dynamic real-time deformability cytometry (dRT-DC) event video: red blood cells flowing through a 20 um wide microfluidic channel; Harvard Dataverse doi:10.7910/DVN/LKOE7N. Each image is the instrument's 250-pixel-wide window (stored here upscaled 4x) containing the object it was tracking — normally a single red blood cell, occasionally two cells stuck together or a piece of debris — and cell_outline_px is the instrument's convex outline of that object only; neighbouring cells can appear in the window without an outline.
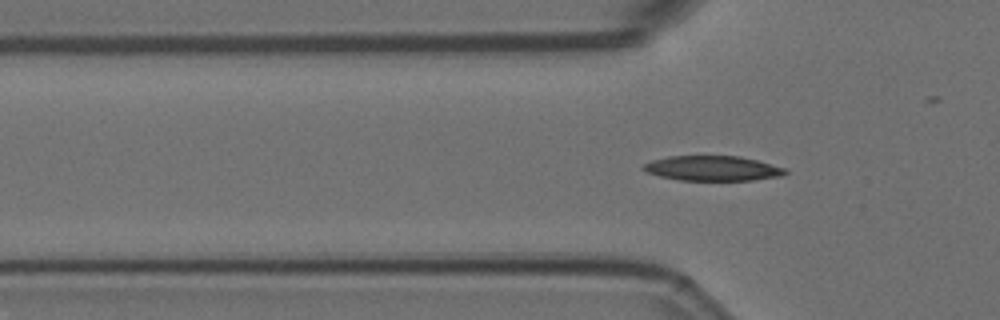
{"species": "Egyptian fruit bat (a non-hibernating species)", "species_latin": "Rousettus aegyptiacus", "temperature_condition": "room temperature", "stored_images_in_passage": 2, "camera_frame_rate_fps": 3000, "um_per_image_px": 0.085, "animal": {"sex": "female"}, "frame": {"image": 1, "passage_image": 2, "time_ms": 0.333, "image_size_px": [1000, 320], "cell_outline_px": [[788, 172], [784, 176], [752, 180], [680, 180], [660, 176], [648, 172], [640, 168], [644, 164], [652, 160], [668, 156], [740, 156], [756, 160], [784, 168]], "centroid_in_image_um": [60.57, 14.31], "position_along_channel_um": 65.2, "area_um2": 20.52}}